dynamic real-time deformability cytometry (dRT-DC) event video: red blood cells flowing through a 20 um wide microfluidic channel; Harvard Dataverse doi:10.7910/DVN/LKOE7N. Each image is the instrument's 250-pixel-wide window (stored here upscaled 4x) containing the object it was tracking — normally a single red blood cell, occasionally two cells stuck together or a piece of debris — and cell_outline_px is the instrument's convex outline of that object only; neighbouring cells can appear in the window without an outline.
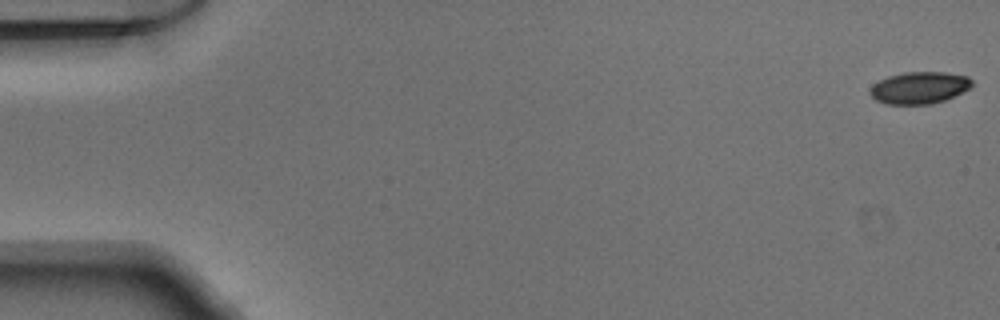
{"species": "Egyptian fruit bat (a non-hibernating species)", "species_latin": "Rousettus aegyptiacus", "temperature_condition": "warm", "stored_images_in_passage": 12, "camera_frame_rate_fps": 3000, "um_per_image_px": 0.085, "animal": {"sex": "male"}, "frame": {"image": 1, "passage_image": 1, "time_ms": 0.0, "image_size_px": [1000, 320], "cell_outline_px": [[972, 88], [944, 100], [932, 104], [884, 104], [876, 100], [868, 92], [872, 84], [888, 76], [904, 72], [944, 72], [968, 76], [972, 80]], "centroid_in_image_um": [78.14, 7.46], "position_along_channel_um": 6.9, "area_um2": 19.13}}